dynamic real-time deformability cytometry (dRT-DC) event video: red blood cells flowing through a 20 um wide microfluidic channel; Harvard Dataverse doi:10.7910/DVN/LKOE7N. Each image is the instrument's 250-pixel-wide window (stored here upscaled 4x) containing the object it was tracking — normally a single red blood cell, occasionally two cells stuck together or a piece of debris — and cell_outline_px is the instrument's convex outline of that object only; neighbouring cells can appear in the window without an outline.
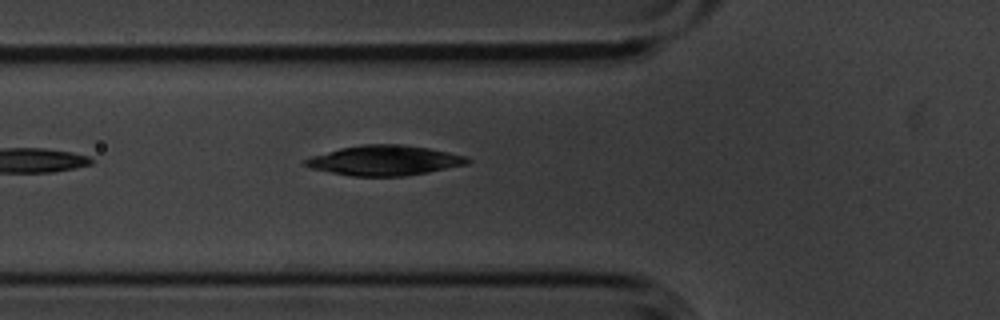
{"species": "common noctule bat (a hibernating species)", "species_latin": "Nyctalus noctula", "temperature_condition": "cold", "stored_images_in_passage": 5, "camera_frame_rate_fps": 3000, "um_per_image_px": 0.085, "animal": {"sex": "male", "body_mass_g": 20.1, "forearm_length_mm": 53.5}, "frame": {"image": 1, "passage_image": 5, "time_ms": 1.333, "image_size_px": [1000, 320], "cell_outline_px": [[472, 160], [468, 164], [428, 172], [404, 176], [352, 176], [312, 168], [304, 164], [304, 160], [312, 156], [340, 148], [360, 144], [404, 144], [428, 148], [448, 152], [464, 156]], "centroid_in_image_um": [32.71, 13.63], "position_along_channel_um": 93.1, "area_um2": 28.15}}